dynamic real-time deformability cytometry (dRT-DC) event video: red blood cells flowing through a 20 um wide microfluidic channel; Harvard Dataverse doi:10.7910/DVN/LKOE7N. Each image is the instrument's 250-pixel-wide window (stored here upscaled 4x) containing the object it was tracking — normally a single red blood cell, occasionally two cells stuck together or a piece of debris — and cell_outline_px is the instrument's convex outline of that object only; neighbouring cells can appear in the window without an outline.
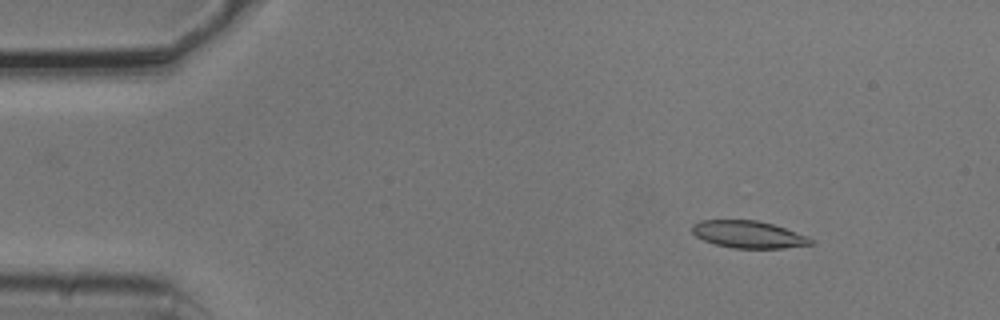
{"species": "common noctule bat (a hibernating species)", "species_latin": "Nyctalus noctula", "temperature_condition": "cold", "stored_images_in_passage": 4, "camera_frame_rate_fps": 3000, "um_per_image_px": 0.085, "animal": {"sex": "male", "body_mass_g": 20.5, "forearm_length_mm": 52.5}, "frame": {"image": 1, "passage_image": 2, "time_ms": 0.333, "image_size_px": [1000, 320], "cell_outline_px": [[816, 244], [784, 248], [732, 248], [716, 244], [704, 240], [696, 236], [692, 232], [692, 224], [700, 220], [756, 220], [772, 224], [808, 236]], "centroid_in_image_um": [63.62, 19.93], "position_along_channel_um": 21.4, "area_um2": 18.79}}